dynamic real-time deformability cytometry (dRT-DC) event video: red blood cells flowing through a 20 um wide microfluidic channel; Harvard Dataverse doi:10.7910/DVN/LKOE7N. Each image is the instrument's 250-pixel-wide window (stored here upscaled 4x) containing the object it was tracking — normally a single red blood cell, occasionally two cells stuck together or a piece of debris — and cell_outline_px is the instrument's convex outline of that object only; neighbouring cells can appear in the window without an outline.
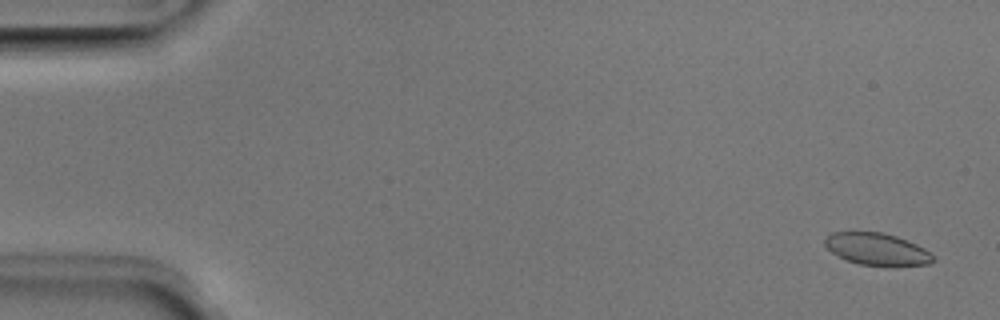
{"species": "Egyptian fruit bat (a non-hibernating species)", "species_latin": "Rousettus aegyptiacus", "temperature_condition": "room temperature", "stored_images_in_passage": 52, "camera_frame_rate_fps": 3000, "um_per_image_px": 0.085, "animal": {"sex": "male"}, "frame": {"image": 1, "passage_image": 3, "time_ms": 0.667, "image_size_px": [1000, 320], "cell_outline_px": [[936, 260], [928, 264], [860, 264], [844, 260], [832, 252], [824, 244], [824, 240], [832, 232], [884, 232], [908, 240], [924, 248], [936, 256]], "centroid_in_image_um": [74.54, 21.15], "position_along_channel_um": 10.5, "area_um2": 19.88}}
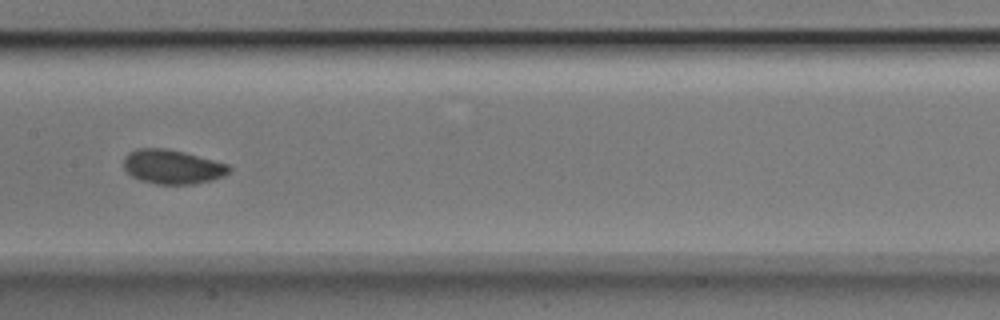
{"frame": {"image": 2, "passage_image": 27, "time_ms": 8.667, "image_size_px": [1000, 320], "cell_outline_px": [[232, 168], [224, 176], [212, 180], [192, 184], [156, 184], [140, 180], [132, 176], [124, 168], [124, 156], [128, 152], [136, 148], [164, 148], [184, 152], [228, 164]], "centroid_in_image_um": [14.64, 14.17], "position_along_channel_um": 192.8, "area_um2": 21.04}}
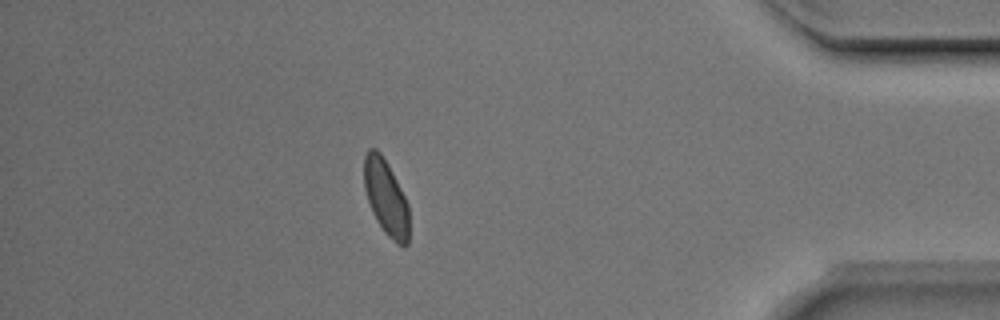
{"frame": {"image": 3, "passage_image": 46, "time_ms": 15.0, "image_size_px": [1000, 320], "cell_outline_px": [[408, 244], [396, 244], [384, 232], [376, 220], [372, 212], [364, 188], [364, 156], [368, 148], [376, 148], [380, 152], [388, 164], [408, 204]], "centroid_in_image_um": [32.78, 16.76], "position_along_channel_um": 402.4, "area_um2": 19.65}, "authors_computed_cell_mechanics": {"area_um2": 20.5479, "velocity_mm_per_s": 3.9554, "shape_relaxation_time_tau1_ms": 1.473, "shape_relaxation_time_tau2_ms": 1.6533, "deformation_change_tau1": 0.0732, "deformation_change_tau2": 0.0407}}